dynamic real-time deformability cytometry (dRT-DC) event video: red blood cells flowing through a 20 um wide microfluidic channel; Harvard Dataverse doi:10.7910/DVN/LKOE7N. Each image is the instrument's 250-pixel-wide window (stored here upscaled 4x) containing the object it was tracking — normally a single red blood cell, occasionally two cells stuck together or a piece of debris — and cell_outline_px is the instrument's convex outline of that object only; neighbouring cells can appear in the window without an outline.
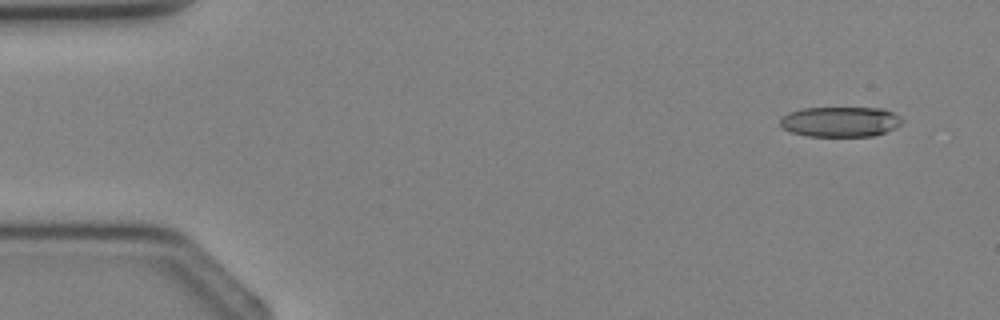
{"species": "Egyptian fruit bat (a non-hibernating species)", "species_latin": "Rousettus aegyptiacus", "temperature_condition": "cold", "stored_images_in_passage": 3, "camera_frame_rate_fps": 3000, "um_per_image_px": 0.085, "animal": {"sex": "female"}, "frame": {"image": 1, "passage_image": 1, "time_ms": 0.0, "image_size_px": [1000, 320], "cell_outline_px": [[904, 120], [900, 124], [884, 132], [872, 136], [808, 136], [792, 132], [784, 128], [780, 124], [780, 120], [788, 112], [804, 108], [884, 108], [900, 116]], "centroid_in_image_um": [71.43, 10.34], "position_along_channel_um": 13.6, "area_um2": 21.27}}
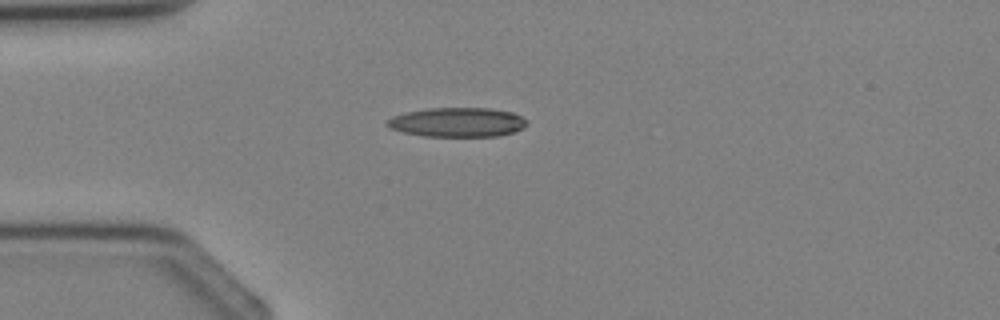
{"frame": {"image": 2, "passage_image": 3, "time_ms": 2.333, "image_size_px": [1000, 320], "cell_outline_px": [[528, 124], [524, 128], [500, 136], [424, 136], [404, 132], [388, 128], [384, 124], [392, 116], [404, 112], [428, 108], [492, 108], [512, 112], [528, 120]], "centroid_in_image_um": [38.87, 10.38], "position_along_channel_um": 46.1, "area_um2": 24.1}}